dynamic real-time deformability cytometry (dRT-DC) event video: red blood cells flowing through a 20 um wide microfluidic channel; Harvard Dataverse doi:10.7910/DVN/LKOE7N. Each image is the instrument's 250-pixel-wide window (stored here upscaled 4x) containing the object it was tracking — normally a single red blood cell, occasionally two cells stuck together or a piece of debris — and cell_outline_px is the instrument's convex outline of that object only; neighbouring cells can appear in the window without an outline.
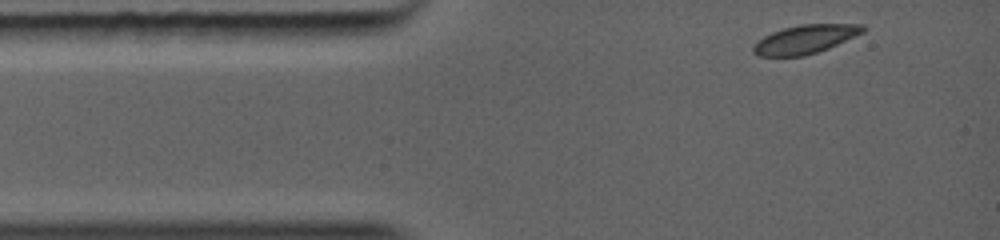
{"species": "common noctule bat (a hibernating species)", "species_latin": "Nyctalus noctula", "temperature_condition": "warm", "stored_images_in_passage": 33, "camera_frame_rate_fps": 5000, "um_per_image_px": 0.085, "animal": {"sex": "female", "body_mass_g": 19.0, "forearm_length_mm": 56.7}, "frame": {"image": 1, "passage_image": 1, "time_ms": 0.0, "image_size_px": [1000, 240], "cell_outline_px": [[868, 28], [864, 32], [828, 48], [804, 56], [756, 56], [752, 52], [752, 48], [764, 36], [772, 32], [784, 28], [800, 24], [864, 24]], "centroid_in_image_um": [68.46, 3.33], "position_along_channel_um": 16.5, "area_um2": 18.21}}
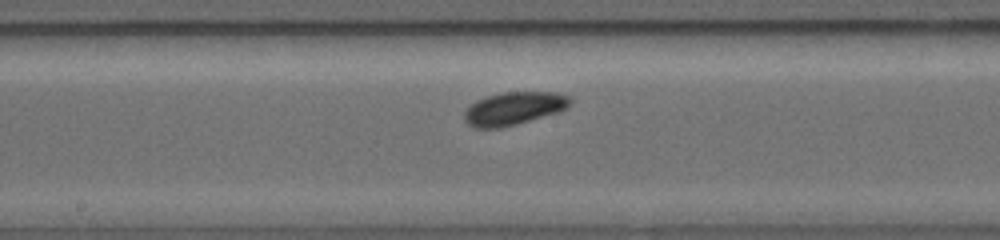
{"frame": {"image": 2, "passage_image": 15, "time_ms": 4.8, "image_size_px": [1000, 240], "cell_outline_px": [[572, 100], [564, 108], [556, 112], [516, 124], [496, 128], [476, 128], [468, 124], [464, 120], [464, 112], [476, 100], [500, 92], [556, 92], [572, 96]], "centroid_in_image_um": [43.66, 9.2], "position_along_channel_um": 204.5, "area_um2": 20.06}}
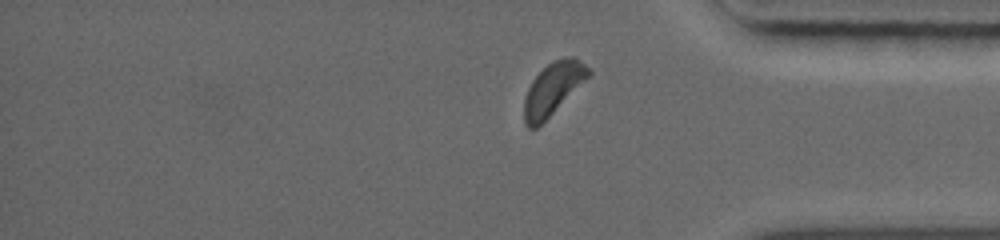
{"frame": {"image": 3, "passage_image": 29, "time_ms": 8.8, "image_size_px": [1000, 240], "cell_outline_px": [[592, 72], [536, 128], [528, 128], [524, 120], [524, 100], [528, 88], [532, 80], [552, 60], [564, 56], [576, 56]], "centroid_in_image_um": [46.98, 7.49], "position_along_channel_um": 388.2, "area_um2": 18.9}}